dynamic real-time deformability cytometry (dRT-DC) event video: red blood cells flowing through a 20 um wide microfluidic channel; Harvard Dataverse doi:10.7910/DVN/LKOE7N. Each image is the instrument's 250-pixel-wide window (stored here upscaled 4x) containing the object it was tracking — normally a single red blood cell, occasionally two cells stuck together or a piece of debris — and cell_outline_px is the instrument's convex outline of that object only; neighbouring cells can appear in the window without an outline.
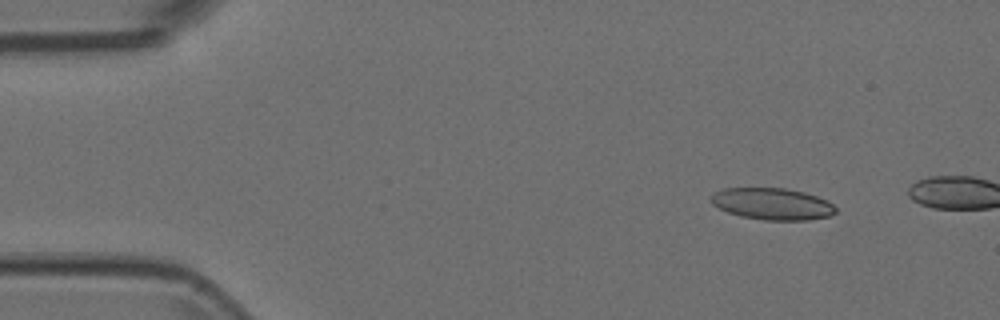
{"species": "Egyptian fruit bat (a non-hibernating species)", "species_latin": "Rousettus aegyptiacus", "temperature_condition": "room temperature", "stored_images_in_passage": 12, "camera_frame_rate_fps": 3000, "um_per_image_px": 0.085, "animal": {"sex": "female"}, "frame": {"image": 1, "passage_image": 6, "time_ms": 1.667, "image_size_px": [1000, 320], "cell_outline_px": [[836, 212], [828, 216], [808, 220], [764, 220], [740, 216], [728, 212], [712, 204], [712, 196], [716, 192], [724, 188], [784, 188], [804, 192], [828, 200], [836, 208]], "centroid_in_image_um": [65.67, 17.33], "position_along_channel_um": 19.3, "area_um2": 22.89}}